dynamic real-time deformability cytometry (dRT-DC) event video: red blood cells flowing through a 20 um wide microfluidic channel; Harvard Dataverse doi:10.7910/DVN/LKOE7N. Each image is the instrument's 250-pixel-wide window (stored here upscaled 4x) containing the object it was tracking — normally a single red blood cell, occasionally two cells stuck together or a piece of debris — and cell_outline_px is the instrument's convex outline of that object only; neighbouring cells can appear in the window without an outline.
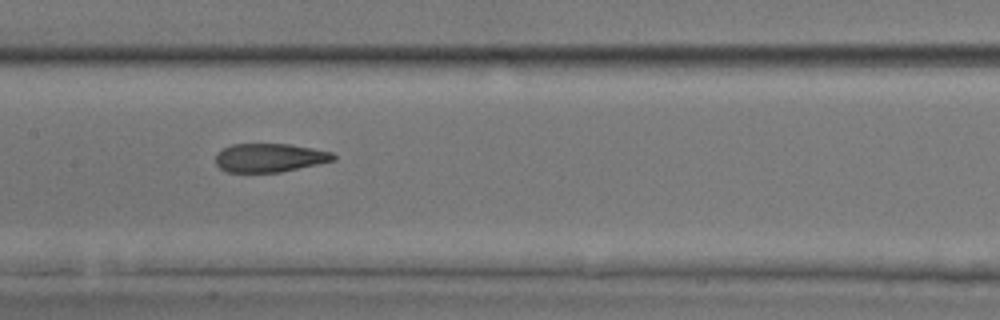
{"species": "common noctule bat (a hibernating species)", "species_latin": "Nyctalus noctula", "temperature_condition": "room temperature", "stored_images_in_passage": 21, "camera_frame_rate_fps": 3000, "um_per_image_px": 0.085, "animal": {"sex": "male", "body_mass_g": 17.9, "forearm_length_mm": 54.2}, "frame": {"image": 1, "passage_image": 12, "time_ms": 3.667, "image_size_px": [1000, 320], "cell_outline_px": [[336, 160], [280, 172], [224, 172], [216, 164], [216, 152], [232, 144], [288, 144], [312, 148], [332, 152], [336, 156]], "centroid_in_image_um": [22.9, 13.41], "position_along_channel_um": 184.5, "area_um2": 19.65}}